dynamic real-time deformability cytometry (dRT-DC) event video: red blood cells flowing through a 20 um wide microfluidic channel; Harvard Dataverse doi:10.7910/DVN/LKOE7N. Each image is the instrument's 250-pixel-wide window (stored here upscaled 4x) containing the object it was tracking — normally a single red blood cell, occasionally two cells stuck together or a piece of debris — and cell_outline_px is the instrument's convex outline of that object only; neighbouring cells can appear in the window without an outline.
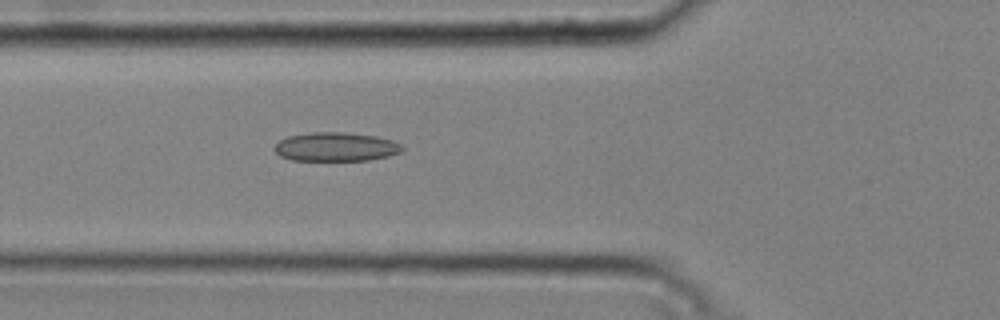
{"species": "common noctule bat (a hibernating species)", "species_latin": "Nyctalus noctula", "temperature_condition": "cold", "stored_images_in_passage": 49, "camera_frame_rate_fps": 3000, "um_per_image_px": 0.085, "animal": {"sex": "male", "body_mass_g": 20.4}, "frame": {"image": 1, "passage_image": 19, "time_ms": 6.0, "image_size_px": [1000, 320], "cell_outline_px": [[404, 148], [400, 152], [388, 156], [368, 160], [292, 160], [280, 156], [272, 148], [280, 140], [288, 136], [312, 132], [348, 132], [376, 136], [392, 140], [400, 144]], "centroid_in_image_um": [28.54, 12.47], "position_along_channel_um": 97.3, "area_um2": 21.5}}
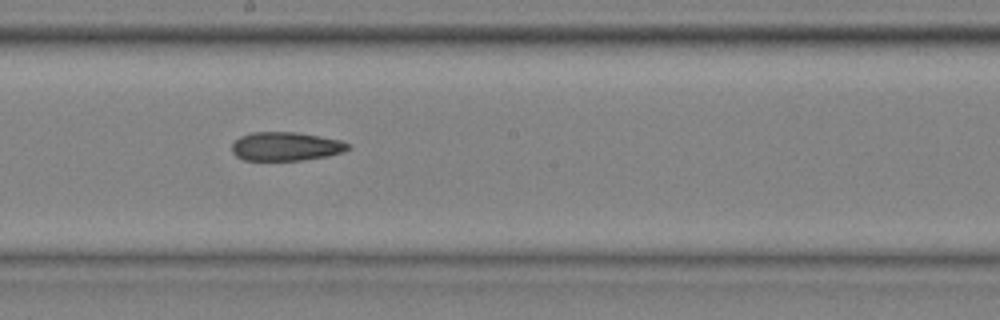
{"frame": {"image": 2, "passage_image": 29, "time_ms": 9.333, "image_size_px": [1000, 320], "cell_outline_px": [[352, 148], [344, 152], [328, 156], [300, 160], [244, 160], [236, 156], [232, 152], [232, 144], [240, 136], [252, 132], [300, 132], [340, 140], [352, 144]], "centroid_in_image_um": [24.34, 12.44], "position_along_channel_um": 223.9, "area_um2": 19.65}}
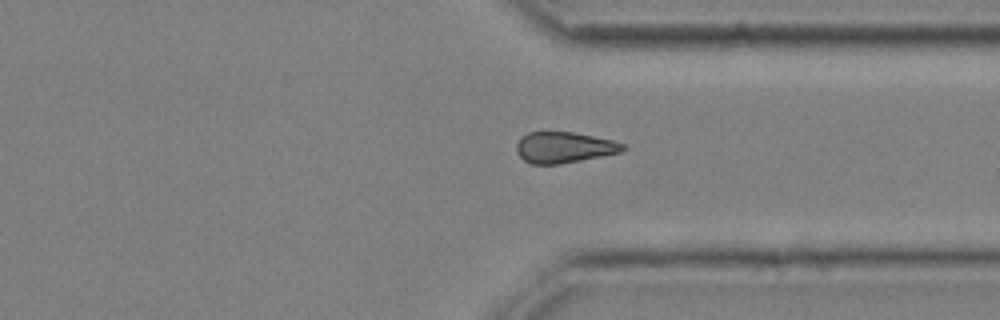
{"frame": {"image": 3, "passage_image": 40, "time_ms": 13.0, "image_size_px": [1000, 320], "cell_outline_px": [[628, 148], [620, 152], [560, 164], [532, 164], [524, 160], [516, 152], [516, 144], [520, 136], [528, 132], [572, 132], [612, 140], [624, 144]], "centroid_in_image_um": [47.91, 12.52], "position_along_channel_um": 363.5, "area_um2": 19.13}}